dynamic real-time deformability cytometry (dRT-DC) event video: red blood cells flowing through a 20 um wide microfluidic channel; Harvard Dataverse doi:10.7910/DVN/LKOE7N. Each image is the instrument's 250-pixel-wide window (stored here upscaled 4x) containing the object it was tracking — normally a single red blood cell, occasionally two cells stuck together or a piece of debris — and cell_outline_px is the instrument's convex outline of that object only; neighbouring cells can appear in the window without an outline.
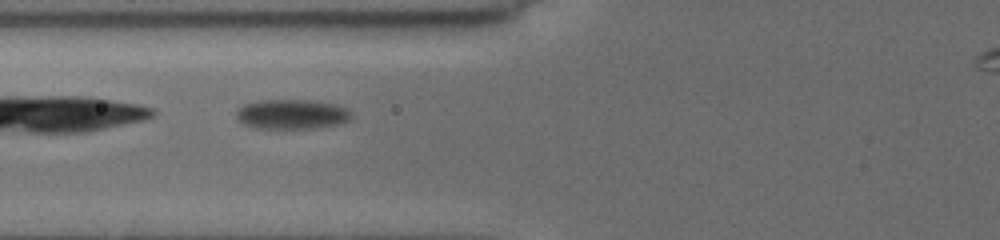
{"species": "common noctule bat (a hibernating species)", "species_latin": "Nyctalus noctula", "temperature_condition": "cold", "stored_images_in_passage": 7, "camera_frame_rate_fps": 3000, "um_per_image_px": 0.085, "animal": {"sex": "female", "body_mass_g": 19.5, "forearm_length_mm": 54.1}, "frame": {"image": 1, "passage_image": 6, "time_ms": 5.0, "image_size_px": [1000, 240], "cell_outline_px": [[352, 116], [348, 120], [336, 124], [312, 128], [256, 128], [244, 124], [236, 116], [236, 108], [244, 104], [256, 100], [316, 100], [336, 104], [348, 108], [352, 112]], "centroid_in_image_um": [24.8, 9.68], "position_along_channel_um": 101.0, "area_um2": 20.06}}
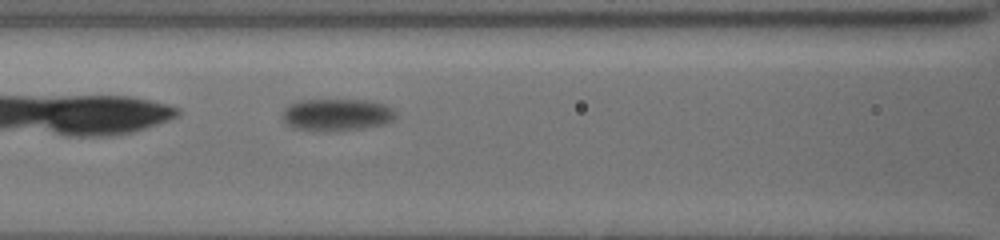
{"frame": {"image": 2, "passage_image": 7, "time_ms": 6.0, "image_size_px": [1000, 240], "cell_outline_px": [[396, 116], [392, 120], [380, 124], [356, 128], [300, 128], [292, 124], [284, 116], [284, 108], [288, 104], [300, 100], [372, 100], [384, 104], [392, 108], [396, 112]], "centroid_in_image_um": [28.71, 9.66], "position_along_channel_um": 137.9, "area_um2": 19.77}}